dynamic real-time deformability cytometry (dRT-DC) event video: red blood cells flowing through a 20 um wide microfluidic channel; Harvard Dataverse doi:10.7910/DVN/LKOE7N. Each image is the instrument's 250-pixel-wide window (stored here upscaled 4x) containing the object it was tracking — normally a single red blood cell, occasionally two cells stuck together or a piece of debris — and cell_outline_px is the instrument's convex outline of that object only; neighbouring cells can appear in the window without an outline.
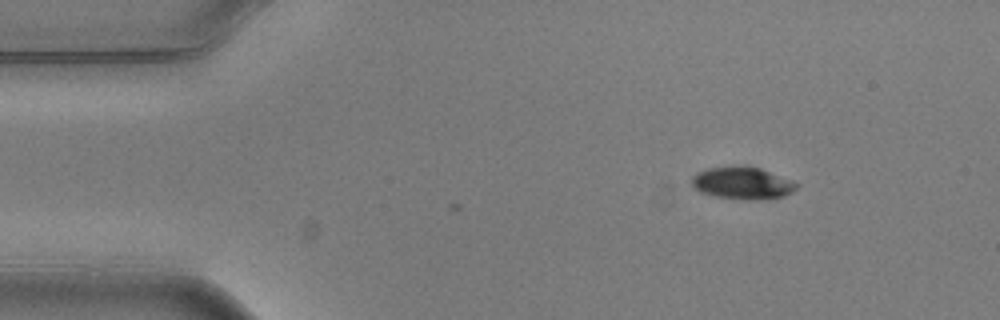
{"species": "common noctule bat (a hibernating species)", "species_latin": "Nyctalus noctula", "temperature_condition": "warm", "stored_images_in_passage": 2, "camera_frame_rate_fps": 3000, "um_per_image_px": 0.085, "animal": {"sex": "male", "body_mass_g": 20.5, "forearm_length_mm": 52.5}, "frame": {"image": 1, "passage_image": 2, "time_ms": 0.333, "image_size_px": [1000, 320], "cell_outline_px": [[800, 184], [792, 192], [784, 196], [768, 200], [748, 200], [712, 196], [700, 192], [692, 184], [692, 176], [696, 172], [708, 168], [732, 164], [748, 164], [760, 168]], "centroid_in_image_um": [63.09, 15.54], "position_along_channel_um": 21.9, "area_um2": 20.29}}